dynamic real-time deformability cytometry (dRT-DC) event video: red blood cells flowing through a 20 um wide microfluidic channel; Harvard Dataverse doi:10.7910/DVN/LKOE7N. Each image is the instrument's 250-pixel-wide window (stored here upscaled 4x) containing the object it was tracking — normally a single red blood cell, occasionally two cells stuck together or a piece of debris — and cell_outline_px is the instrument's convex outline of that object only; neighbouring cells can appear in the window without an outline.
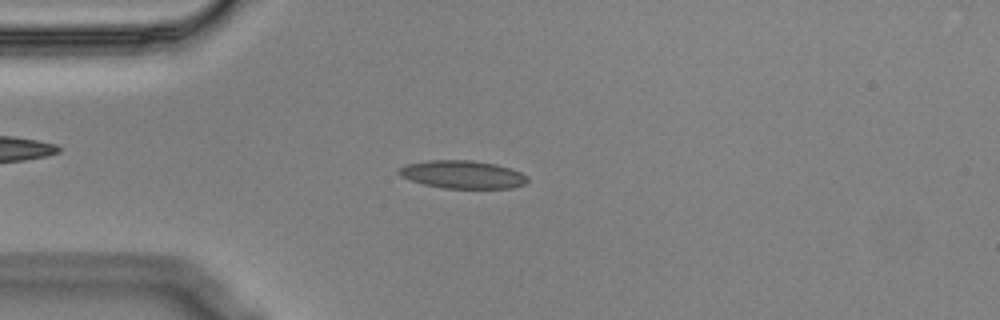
{"species": "Egyptian fruit bat (a non-hibernating species)", "species_latin": "Rousettus aegyptiacus", "temperature_condition": "cold", "stored_images_in_passage": 55, "segment_of_instrument_passage": [1, 2], "camera_frame_rate_fps": 3000, "um_per_image_px": 0.085, "animal": {"sex": "male"}, "frame": {"image": 1, "passage_image": 13, "time_ms": 4.0, "image_size_px": [1000, 320], "cell_outline_px": [[528, 180], [524, 184], [512, 188], [444, 188], [424, 184], [400, 176], [396, 172], [396, 168], [404, 164], [428, 160], [472, 160], [496, 164], [512, 168], [528, 176]], "centroid_in_image_um": [39.29, 14.82], "position_along_channel_um": 45.7, "area_um2": 21.15}}
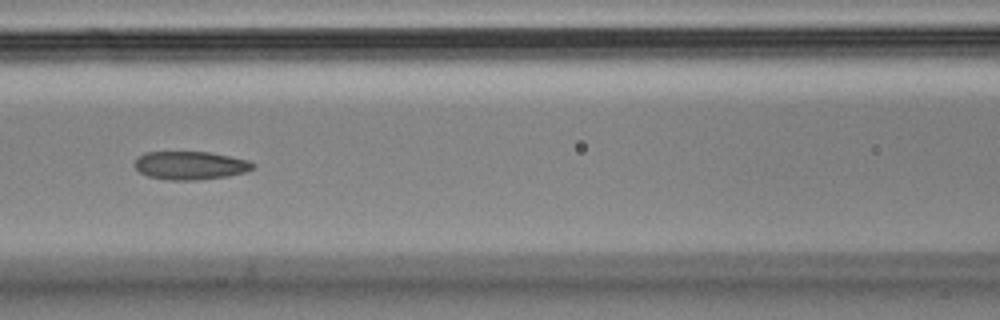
{"frame": {"image": 2, "passage_image": 23, "time_ms": 7.333, "image_size_px": [1000, 320], "cell_outline_px": [[256, 168], [244, 172], [228, 176], [196, 180], [168, 180], [148, 176], [140, 172], [132, 164], [136, 156], [144, 152], [208, 152], [248, 160], [256, 164]], "centroid_in_image_um": [16.14, 14.06], "position_along_channel_um": 150.5, "area_um2": 19.65}}
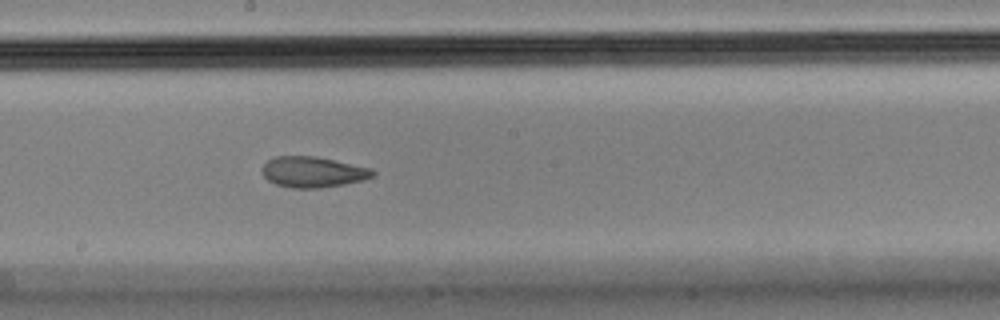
{"frame": {"image": 3, "passage_image": 29, "time_ms": 9.333, "image_size_px": [1000, 320], "cell_outline_px": [[376, 172], [372, 176], [364, 180], [344, 184], [320, 188], [292, 188], [276, 184], [268, 180], [260, 172], [260, 168], [268, 160], [276, 156], [316, 156], [372, 168]], "centroid_in_image_um": [26.58, 14.62], "position_along_channel_um": 221.6, "area_um2": 19.94}}